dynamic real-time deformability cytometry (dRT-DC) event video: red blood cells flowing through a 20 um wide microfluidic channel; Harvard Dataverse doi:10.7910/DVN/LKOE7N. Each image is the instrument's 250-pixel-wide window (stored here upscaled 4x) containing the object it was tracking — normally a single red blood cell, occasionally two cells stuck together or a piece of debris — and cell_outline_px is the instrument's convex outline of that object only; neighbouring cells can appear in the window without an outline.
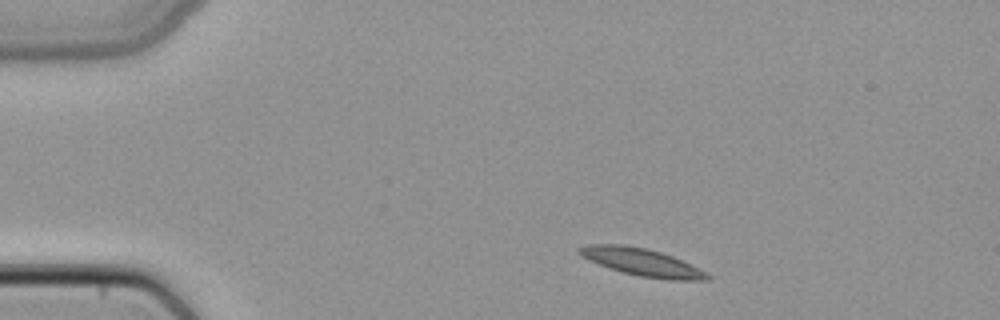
{"species": "common noctule bat (a hibernating species)", "species_latin": "Nyctalus noctula", "temperature_condition": "cold", "stored_images_in_passage": 5, "camera_frame_rate_fps": 3000, "um_per_image_px": 0.085, "animal": {"sex": "female", "body_mass_g": 22.7, "forearm_length_mm": 54.2}, "frame": {"image": 1, "passage_image": 1, "time_ms": 0.0, "image_size_px": [1000, 320], "cell_outline_px": [[712, 280], [668, 280], [640, 276], [620, 272], [588, 260], [580, 256], [576, 252], [576, 248], [588, 244], [624, 244], [648, 248], [672, 256], [712, 276]], "centroid_in_image_um": [54.48, 22.27], "position_along_channel_um": 30.5, "area_um2": 20.58}}
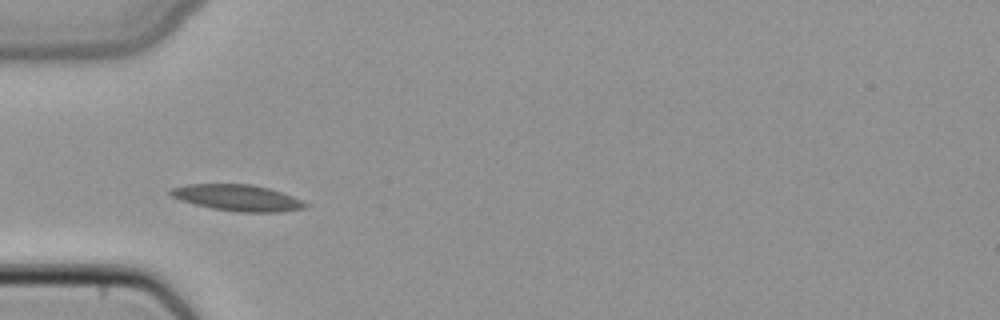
{"frame": {"image": 2, "passage_image": 2, "time_ms": 0.333, "image_size_px": [1000, 320], "cell_outline_px": [[308, 208], [276, 212], [236, 212], [212, 208], [180, 200], [172, 196], [168, 192], [168, 188], [188, 184], [252, 184], [268, 188], [292, 196], [308, 204]], "centroid_in_image_um": [20.16, 16.81], "position_along_channel_um": 64.8, "area_um2": 20.58}}
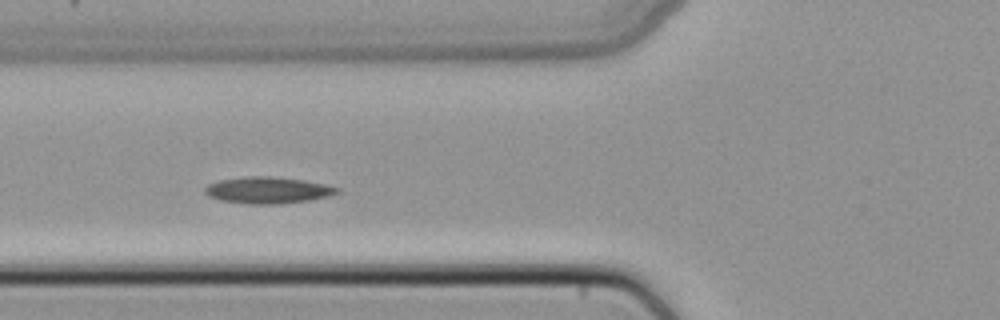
{"frame": {"image": 3, "passage_image": 3, "time_ms": 0.667, "image_size_px": [1000, 320], "cell_outline_px": [[340, 192], [328, 196], [308, 200], [276, 204], [248, 204], [220, 200], [208, 196], [204, 192], [204, 188], [208, 184], [220, 180], [244, 176], [272, 176], [304, 180], [324, 184], [340, 188]], "centroid_in_image_um": [22.74, 16.16], "position_along_channel_um": 103.1, "area_um2": 20.46}}